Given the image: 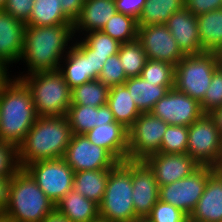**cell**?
I'll return each mask as SVG.
<instances>
[{"label":"cell","mask_w":222,"mask_h":222,"mask_svg":"<svg viewBox=\"0 0 222 222\" xmlns=\"http://www.w3.org/2000/svg\"><path fill=\"white\" fill-rule=\"evenodd\" d=\"M107 105L110 107L115 121L127 129L141 114L124 84L110 87Z\"/></svg>","instance_id":"26"},{"label":"cell","mask_w":222,"mask_h":222,"mask_svg":"<svg viewBox=\"0 0 222 222\" xmlns=\"http://www.w3.org/2000/svg\"><path fill=\"white\" fill-rule=\"evenodd\" d=\"M60 24H73L63 13L59 0H34L32 13L26 25L54 26Z\"/></svg>","instance_id":"29"},{"label":"cell","mask_w":222,"mask_h":222,"mask_svg":"<svg viewBox=\"0 0 222 222\" xmlns=\"http://www.w3.org/2000/svg\"><path fill=\"white\" fill-rule=\"evenodd\" d=\"M109 89L98 79L81 84L71 90V105L104 106L108 101Z\"/></svg>","instance_id":"31"},{"label":"cell","mask_w":222,"mask_h":222,"mask_svg":"<svg viewBox=\"0 0 222 222\" xmlns=\"http://www.w3.org/2000/svg\"><path fill=\"white\" fill-rule=\"evenodd\" d=\"M140 76L128 78L124 85L141 113L151 112L157 103L174 85L154 86Z\"/></svg>","instance_id":"25"},{"label":"cell","mask_w":222,"mask_h":222,"mask_svg":"<svg viewBox=\"0 0 222 222\" xmlns=\"http://www.w3.org/2000/svg\"><path fill=\"white\" fill-rule=\"evenodd\" d=\"M185 7V0H146L138 26L165 24L176 11Z\"/></svg>","instance_id":"30"},{"label":"cell","mask_w":222,"mask_h":222,"mask_svg":"<svg viewBox=\"0 0 222 222\" xmlns=\"http://www.w3.org/2000/svg\"><path fill=\"white\" fill-rule=\"evenodd\" d=\"M175 66L165 61L148 59L140 77L154 86L174 85Z\"/></svg>","instance_id":"34"},{"label":"cell","mask_w":222,"mask_h":222,"mask_svg":"<svg viewBox=\"0 0 222 222\" xmlns=\"http://www.w3.org/2000/svg\"><path fill=\"white\" fill-rule=\"evenodd\" d=\"M185 7L198 16L222 8V0H185Z\"/></svg>","instance_id":"43"},{"label":"cell","mask_w":222,"mask_h":222,"mask_svg":"<svg viewBox=\"0 0 222 222\" xmlns=\"http://www.w3.org/2000/svg\"><path fill=\"white\" fill-rule=\"evenodd\" d=\"M12 177L0 176V213H3L8 203L9 186Z\"/></svg>","instance_id":"45"},{"label":"cell","mask_w":222,"mask_h":222,"mask_svg":"<svg viewBox=\"0 0 222 222\" xmlns=\"http://www.w3.org/2000/svg\"><path fill=\"white\" fill-rule=\"evenodd\" d=\"M109 56H100L94 55V51L91 49V63H92V70H94V80L98 79L99 75L101 74L103 65Z\"/></svg>","instance_id":"46"},{"label":"cell","mask_w":222,"mask_h":222,"mask_svg":"<svg viewBox=\"0 0 222 222\" xmlns=\"http://www.w3.org/2000/svg\"><path fill=\"white\" fill-rule=\"evenodd\" d=\"M165 24L184 55L204 53L199 37L197 16L186 7L172 14Z\"/></svg>","instance_id":"18"},{"label":"cell","mask_w":222,"mask_h":222,"mask_svg":"<svg viewBox=\"0 0 222 222\" xmlns=\"http://www.w3.org/2000/svg\"><path fill=\"white\" fill-rule=\"evenodd\" d=\"M131 168L123 161L111 168L105 193L99 206V216L110 222H130L138 219L132 201Z\"/></svg>","instance_id":"6"},{"label":"cell","mask_w":222,"mask_h":222,"mask_svg":"<svg viewBox=\"0 0 222 222\" xmlns=\"http://www.w3.org/2000/svg\"><path fill=\"white\" fill-rule=\"evenodd\" d=\"M63 159L74 172L111 169L119 162L107 149L93 144L84 134H73Z\"/></svg>","instance_id":"12"},{"label":"cell","mask_w":222,"mask_h":222,"mask_svg":"<svg viewBox=\"0 0 222 222\" xmlns=\"http://www.w3.org/2000/svg\"><path fill=\"white\" fill-rule=\"evenodd\" d=\"M188 126L169 125L161 141L159 153H187Z\"/></svg>","instance_id":"35"},{"label":"cell","mask_w":222,"mask_h":222,"mask_svg":"<svg viewBox=\"0 0 222 222\" xmlns=\"http://www.w3.org/2000/svg\"><path fill=\"white\" fill-rule=\"evenodd\" d=\"M138 27V20L134 17L116 12L101 31L124 44L138 38Z\"/></svg>","instance_id":"32"},{"label":"cell","mask_w":222,"mask_h":222,"mask_svg":"<svg viewBox=\"0 0 222 222\" xmlns=\"http://www.w3.org/2000/svg\"><path fill=\"white\" fill-rule=\"evenodd\" d=\"M187 218H189V216L181 209L158 200L146 219L149 222H185Z\"/></svg>","instance_id":"39"},{"label":"cell","mask_w":222,"mask_h":222,"mask_svg":"<svg viewBox=\"0 0 222 222\" xmlns=\"http://www.w3.org/2000/svg\"><path fill=\"white\" fill-rule=\"evenodd\" d=\"M220 65L217 53L185 55L175 65L174 87L200 102Z\"/></svg>","instance_id":"7"},{"label":"cell","mask_w":222,"mask_h":222,"mask_svg":"<svg viewBox=\"0 0 222 222\" xmlns=\"http://www.w3.org/2000/svg\"><path fill=\"white\" fill-rule=\"evenodd\" d=\"M209 116L214 120L216 127L222 136V106L217 107L209 113Z\"/></svg>","instance_id":"48"},{"label":"cell","mask_w":222,"mask_h":222,"mask_svg":"<svg viewBox=\"0 0 222 222\" xmlns=\"http://www.w3.org/2000/svg\"><path fill=\"white\" fill-rule=\"evenodd\" d=\"M55 204L39 188L31 175L20 168L11 178L4 214L10 222H41Z\"/></svg>","instance_id":"4"},{"label":"cell","mask_w":222,"mask_h":222,"mask_svg":"<svg viewBox=\"0 0 222 222\" xmlns=\"http://www.w3.org/2000/svg\"><path fill=\"white\" fill-rule=\"evenodd\" d=\"M118 56L128 78L140 76L148 60L147 54L138 39L121 44Z\"/></svg>","instance_id":"33"},{"label":"cell","mask_w":222,"mask_h":222,"mask_svg":"<svg viewBox=\"0 0 222 222\" xmlns=\"http://www.w3.org/2000/svg\"><path fill=\"white\" fill-rule=\"evenodd\" d=\"M115 0H85L78 18L73 23V33L100 31L116 13ZM81 30V31H80Z\"/></svg>","instance_id":"22"},{"label":"cell","mask_w":222,"mask_h":222,"mask_svg":"<svg viewBox=\"0 0 222 222\" xmlns=\"http://www.w3.org/2000/svg\"><path fill=\"white\" fill-rule=\"evenodd\" d=\"M145 161L152 168L159 187L188 177L200 166L187 153H155L149 155Z\"/></svg>","instance_id":"16"},{"label":"cell","mask_w":222,"mask_h":222,"mask_svg":"<svg viewBox=\"0 0 222 222\" xmlns=\"http://www.w3.org/2000/svg\"><path fill=\"white\" fill-rule=\"evenodd\" d=\"M92 222H110V221L105 220V219L99 217L98 219H96V220H94Z\"/></svg>","instance_id":"53"},{"label":"cell","mask_w":222,"mask_h":222,"mask_svg":"<svg viewBox=\"0 0 222 222\" xmlns=\"http://www.w3.org/2000/svg\"><path fill=\"white\" fill-rule=\"evenodd\" d=\"M218 54V59L220 61V64L222 65V48L219 50Z\"/></svg>","instance_id":"52"},{"label":"cell","mask_w":222,"mask_h":222,"mask_svg":"<svg viewBox=\"0 0 222 222\" xmlns=\"http://www.w3.org/2000/svg\"><path fill=\"white\" fill-rule=\"evenodd\" d=\"M55 208L71 222H92L98 219L99 206L74 189L55 204Z\"/></svg>","instance_id":"24"},{"label":"cell","mask_w":222,"mask_h":222,"mask_svg":"<svg viewBox=\"0 0 222 222\" xmlns=\"http://www.w3.org/2000/svg\"><path fill=\"white\" fill-rule=\"evenodd\" d=\"M189 218L195 222H222V171L216 170L206 183Z\"/></svg>","instance_id":"20"},{"label":"cell","mask_w":222,"mask_h":222,"mask_svg":"<svg viewBox=\"0 0 222 222\" xmlns=\"http://www.w3.org/2000/svg\"><path fill=\"white\" fill-rule=\"evenodd\" d=\"M197 23L203 51L218 53L222 48V8L198 15Z\"/></svg>","instance_id":"27"},{"label":"cell","mask_w":222,"mask_h":222,"mask_svg":"<svg viewBox=\"0 0 222 222\" xmlns=\"http://www.w3.org/2000/svg\"><path fill=\"white\" fill-rule=\"evenodd\" d=\"M63 13L74 23L82 11L85 0H59Z\"/></svg>","instance_id":"44"},{"label":"cell","mask_w":222,"mask_h":222,"mask_svg":"<svg viewBox=\"0 0 222 222\" xmlns=\"http://www.w3.org/2000/svg\"><path fill=\"white\" fill-rule=\"evenodd\" d=\"M110 170L99 169L75 172L73 189L99 205L106 190Z\"/></svg>","instance_id":"28"},{"label":"cell","mask_w":222,"mask_h":222,"mask_svg":"<svg viewBox=\"0 0 222 222\" xmlns=\"http://www.w3.org/2000/svg\"><path fill=\"white\" fill-rule=\"evenodd\" d=\"M201 109L205 114L222 106V65L213 73L211 83L200 101Z\"/></svg>","instance_id":"38"},{"label":"cell","mask_w":222,"mask_h":222,"mask_svg":"<svg viewBox=\"0 0 222 222\" xmlns=\"http://www.w3.org/2000/svg\"><path fill=\"white\" fill-rule=\"evenodd\" d=\"M127 79L118 54L109 56L103 65L98 80L110 88L124 84Z\"/></svg>","instance_id":"37"},{"label":"cell","mask_w":222,"mask_h":222,"mask_svg":"<svg viewBox=\"0 0 222 222\" xmlns=\"http://www.w3.org/2000/svg\"><path fill=\"white\" fill-rule=\"evenodd\" d=\"M41 222H71L66 216L59 212L56 208L47 214Z\"/></svg>","instance_id":"47"},{"label":"cell","mask_w":222,"mask_h":222,"mask_svg":"<svg viewBox=\"0 0 222 222\" xmlns=\"http://www.w3.org/2000/svg\"><path fill=\"white\" fill-rule=\"evenodd\" d=\"M20 168L18 147L8 142L0 141V176L13 177Z\"/></svg>","instance_id":"40"},{"label":"cell","mask_w":222,"mask_h":222,"mask_svg":"<svg viewBox=\"0 0 222 222\" xmlns=\"http://www.w3.org/2000/svg\"><path fill=\"white\" fill-rule=\"evenodd\" d=\"M85 34L82 41L94 51V55L112 56L118 54L121 43L103 31H92Z\"/></svg>","instance_id":"36"},{"label":"cell","mask_w":222,"mask_h":222,"mask_svg":"<svg viewBox=\"0 0 222 222\" xmlns=\"http://www.w3.org/2000/svg\"><path fill=\"white\" fill-rule=\"evenodd\" d=\"M146 0H115L116 11L138 20L144 9Z\"/></svg>","instance_id":"42"},{"label":"cell","mask_w":222,"mask_h":222,"mask_svg":"<svg viewBox=\"0 0 222 222\" xmlns=\"http://www.w3.org/2000/svg\"><path fill=\"white\" fill-rule=\"evenodd\" d=\"M151 113L168 125L179 126H190L205 114L200 102L175 87L155 103Z\"/></svg>","instance_id":"13"},{"label":"cell","mask_w":222,"mask_h":222,"mask_svg":"<svg viewBox=\"0 0 222 222\" xmlns=\"http://www.w3.org/2000/svg\"><path fill=\"white\" fill-rule=\"evenodd\" d=\"M66 117L73 134H85L99 125L115 122L107 104L101 107L70 105Z\"/></svg>","instance_id":"23"},{"label":"cell","mask_w":222,"mask_h":222,"mask_svg":"<svg viewBox=\"0 0 222 222\" xmlns=\"http://www.w3.org/2000/svg\"><path fill=\"white\" fill-rule=\"evenodd\" d=\"M131 168L132 201L137 218H147L159 200V186L152 168L145 160L126 159Z\"/></svg>","instance_id":"14"},{"label":"cell","mask_w":222,"mask_h":222,"mask_svg":"<svg viewBox=\"0 0 222 222\" xmlns=\"http://www.w3.org/2000/svg\"><path fill=\"white\" fill-rule=\"evenodd\" d=\"M130 222H149V221L146 218H138V219L130 221Z\"/></svg>","instance_id":"51"},{"label":"cell","mask_w":222,"mask_h":222,"mask_svg":"<svg viewBox=\"0 0 222 222\" xmlns=\"http://www.w3.org/2000/svg\"><path fill=\"white\" fill-rule=\"evenodd\" d=\"M74 37L73 24L26 25L20 60H25L23 62L28 67V74L58 70L64 54L70 49L68 44Z\"/></svg>","instance_id":"1"},{"label":"cell","mask_w":222,"mask_h":222,"mask_svg":"<svg viewBox=\"0 0 222 222\" xmlns=\"http://www.w3.org/2000/svg\"><path fill=\"white\" fill-rule=\"evenodd\" d=\"M185 222H195V221L191 220L190 218H187Z\"/></svg>","instance_id":"56"},{"label":"cell","mask_w":222,"mask_h":222,"mask_svg":"<svg viewBox=\"0 0 222 222\" xmlns=\"http://www.w3.org/2000/svg\"><path fill=\"white\" fill-rule=\"evenodd\" d=\"M73 136L66 115L38 116L18 146L19 166L41 160L63 158Z\"/></svg>","instance_id":"3"},{"label":"cell","mask_w":222,"mask_h":222,"mask_svg":"<svg viewBox=\"0 0 222 222\" xmlns=\"http://www.w3.org/2000/svg\"><path fill=\"white\" fill-rule=\"evenodd\" d=\"M187 154L200 166L218 168L222 159V136L209 114L188 126Z\"/></svg>","instance_id":"8"},{"label":"cell","mask_w":222,"mask_h":222,"mask_svg":"<svg viewBox=\"0 0 222 222\" xmlns=\"http://www.w3.org/2000/svg\"><path fill=\"white\" fill-rule=\"evenodd\" d=\"M217 169L220 170V171H222V159H221V161H220L219 166H218Z\"/></svg>","instance_id":"55"},{"label":"cell","mask_w":222,"mask_h":222,"mask_svg":"<svg viewBox=\"0 0 222 222\" xmlns=\"http://www.w3.org/2000/svg\"><path fill=\"white\" fill-rule=\"evenodd\" d=\"M31 92L38 116H64L71 105V89L59 70L17 76Z\"/></svg>","instance_id":"5"},{"label":"cell","mask_w":222,"mask_h":222,"mask_svg":"<svg viewBox=\"0 0 222 222\" xmlns=\"http://www.w3.org/2000/svg\"><path fill=\"white\" fill-rule=\"evenodd\" d=\"M13 78L8 76L0 86V141L18 147L38 115L28 87L21 79Z\"/></svg>","instance_id":"2"},{"label":"cell","mask_w":222,"mask_h":222,"mask_svg":"<svg viewBox=\"0 0 222 222\" xmlns=\"http://www.w3.org/2000/svg\"><path fill=\"white\" fill-rule=\"evenodd\" d=\"M216 170L210 166H199L188 177L159 187V200L172 204L190 216L204 193L208 178Z\"/></svg>","instance_id":"10"},{"label":"cell","mask_w":222,"mask_h":222,"mask_svg":"<svg viewBox=\"0 0 222 222\" xmlns=\"http://www.w3.org/2000/svg\"><path fill=\"white\" fill-rule=\"evenodd\" d=\"M25 27V23L0 8V67L8 70L9 64L20 61Z\"/></svg>","instance_id":"17"},{"label":"cell","mask_w":222,"mask_h":222,"mask_svg":"<svg viewBox=\"0 0 222 222\" xmlns=\"http://www.w3.org/2000/svg\"><path fill=\"white\" fill-rule=\"evenodd\" d=\"M7 0H0V8H3Z\"/></svg>","instance_id":"54"},{"label":"cell","mask_w":222,"mask_h":222,"mask_svg":"<svg viewBox=\"0 0 222 222\" xmlns=\"http://www.w3.org/2000/svg\"><path fill=\"white\" fill-rule=\"evenodd\" d=\"M8 74H9L8 70L0 67V86H1V84L6 80V78H7L8 76H10V75H8Z\"/></svg>","instance_id":"49"},{"label":"cell","mask_w":222,"mask_h":222,"mask_svg":"<svg viewBox=\"0 0 222 222\" xmlns=\"http://www.w3.org/2000/svg\"><path fill=\"white\" fill-rule=\"evenodd\" d=\"M137 39L150 60L165 61L175 66L185 56L166 24L139 26Z\"/></svg>","instance_id":"15"},{"label":"cell","mask_w":222,"mask_h":222,"mask_svg":"<svg viewBox=\"0 0 222 222\" xmlns=\"http://www.w3.org/2000/svg\"><path fill=\"white\" fill-rule=\"evenodd\" d=\"M84 135L93 144L107 149L119 162L128 159V129L117 121L99 125Z\"/></svg>","instance_id":"21"},{"label":"cell","mask_w":222,"mask_h":222,"mask_svg":"<svg viewBox=\"0 0 222 222\" xmlns=\"http://www.w3.org/2000/svg\"><path fill=\"white\" fill-rule=\"evenodd\" d=\"M0 222H10L4 213H0Z\"/></svg>","instance_id":"50"},{"label":"cell","mask_w":222,"mask_h":222,"mask_svg":"<svg viewBox=\"0 0 222 222\" xmlns=\"http://www.w3.org/2000/svg\"><path fill=\"white\" fill-rule=\"evenodd\" d=\"M65 55L62 59V62H65V66L60 64L58 70L62 73L65 82L71 90L81 84L94 80L91 49L81 39L78 42L76 40V43L70 46Z\"/></svg>","instance_id":"19"},{"label":"cell","mask_w":222,"mask_h":222,"mask_svg":"<svg viewBox=\"0 0 222 222\" xmlns=\"http://www.w3.org/2000/svg\"><path fill=\"white\" fill-rule=\"evenodd\" d=\"M24 169L54 204L73 189L75 172L63 158L36 161Z\"/></svg>","instance_id":"9"},{"label":"cell","mask_w":222,"mask_h":222,"mask_svg":"<svg viewBox=\"0 0 222 222\" xmlns=\"http://www.w3.org/2000/svg\"><path fill=\"white\" fill-rule=\"evenodd\" d=\"M168 126L151 112L141 113L128 129V159L145 160L159 153Z\"/></svg>","instance_id":"11"},{"label":"cell","mask_w":222,"mask_h":222,"mask_svg":"<svg viewBox=\"0 0 222 222\" xmlns=\"http://www.w3.org/2000/svg\"><path fill=\"white\" fill-rule=\"evenodd\" d=\"M33 5L34 0H7L3 9L26 24L32 13Z\"/></svg>","instance_id":"41"}]
</instances>
